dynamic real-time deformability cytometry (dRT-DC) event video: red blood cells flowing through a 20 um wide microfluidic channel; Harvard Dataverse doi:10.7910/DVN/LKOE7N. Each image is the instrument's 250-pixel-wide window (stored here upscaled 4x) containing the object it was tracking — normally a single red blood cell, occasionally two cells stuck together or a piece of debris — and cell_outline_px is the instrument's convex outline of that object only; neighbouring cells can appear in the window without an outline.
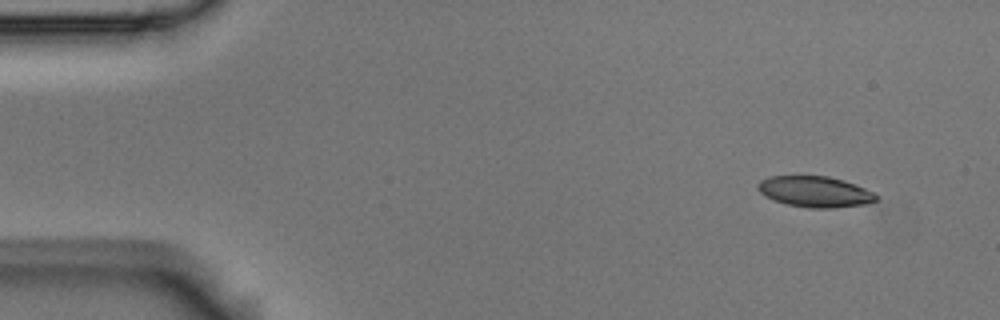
{"species": "Egyptian fruit bat (a non-hibernating species)", "species_latin": "Rousettus aegyptiacus", "temperature_condition": "room temperature", "stored_images_in_passage": 3, "camera_frame_rate_fps": 3000, "um_per_image_px": 0.085, "animal": {"sex": "male"}, "frame": {"image": 1, "passage_image": 1, "time_ms": 0.0, "image_size_px": [1000, 320], "cell_outline_px": [[880, 196], [876, 200], [864, 204], [832, 208], [808, 208], [788, 204], [764, 196], [756, 188], [756, 184], [760, 180], [768, 176], [828, 176], [844, 180], [864, 188]], "centroid_in_image_um": [69.24, 16.28], "position_along_channel_um": 15.8, "area_um2": 21.27}}
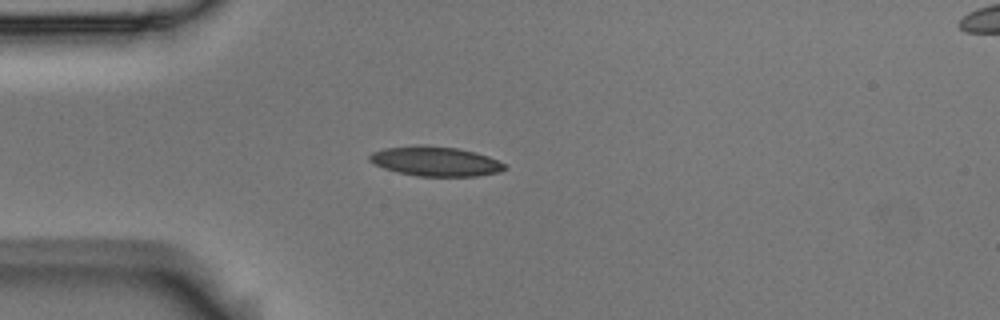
{"frame": {"image": 2, "passage_image": 3, "time_ms": 0.667, "image_size_px": [1000, 320], "cell_outline_px": [[508, 168], [500, 172], [476, 176], [416, 176], [396, 172], [384, 168], [368, 160], [368, 156], [372, 152], [384, 148], [416, 144], [424, 144], [456, 148], [476, 152], [488, 156], [504, 164]], "centroid_in_image_um": [36.99, 13.7], "position_along_channel_um": 48.0, "area_um2": 23.52}}